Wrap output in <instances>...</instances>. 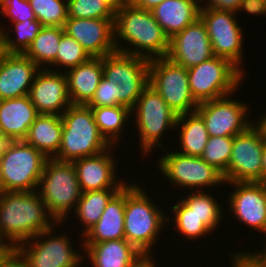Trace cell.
Wrapping results in <instances>:
<instances>
[{"instance_id": "4dcf8cb0", "label": "cell", "mask_w": 266, "mask_h": 267, "mask_svg": "<svg viewBox=\"0 0 266 267\" xmlns=\"http://www.w3.org/2000/svg\"><path fill=\"white\" fill-rule=\"evenodd\" d=\"M63 32V27L43 26L23 54L40 69L49 68L56 60L58 45Z\"/></svg>"}, {"instance_id": "f35d334b", "label": "cell", "mask_w": 266, "mask_h": 267, "mask_svg": "<svg viewBox=\"0 0 266 267\" xmlns=\"http://www.w3.org/2000/svg\"><path fill=\"white\" fill-rule=\"evenodd\" d=\"M0 15L14 22L36 20L28 0H0Z\"/></svg>"}, {"instance_id": "484cf974", "label": "cell", "mask_w": 266, "mask_h": 267, "mask_svg": "<svg viewBox=\"0 0 266 267\" xmlns=\"http://www.w3.org/2000/svg\"><path fill=\"white\" fill-rule=\"evenodd\" d=\"M201 3L196 0H165L151 10L154 18L171 39L200 17Z\"/></svg>"}, {"instance_id": "1f68e13d", "label": "cell", "mask_w": 266, "mask_h": 267, "mask_svg": "<svg viewBox=\"0 0 266 267\" xmlns=\"http://www.w3.org/2000/svg\"><path fill=\"white\" fill-rule=\"evenodd\" d=\"M190 192V195L187 194L188 196L181 200L214 232L218 229L223 216H225L224 209L218 204L215 196L207 190Z\"/></svg>"}, {"instance_id": "b9f144b4", "label": "cell", "mask_w": 266, "mask_h": 267, "mask_svg": "<svg viewBox=\"0 0 266 267\" xmlns=\"http://www.w3.org/2000/svg\"><path fill=\"white\" fill-rule=\"evenodd\" d=\"M201 7L212 8L216 10L232 11L237 13L242 0H204Z\"/></svg>"}, {"instance_id": "9a60e30c", "label": "cell", "mask_w": 266, "mask_h": 267, "mask_svg": "<svg viewBox=\"0 0 266 267\" xmlns=\"http://www.w3.org/2000/svg\"><path fill=\"white\" fill-rule=\"evenodd\" d=\"M264 144L265 141L254 125L234 136L228 169L223 174L225 183L263 182Z\"/></svg>"}, {"instance_id": "d4e9b609", "label": "cell", "mask_w": 266, "mask_h": 267, "mask_svg": "<svg viewBox=\"0 0 266 267\" xmlns=\"http://www.w3.org/2000/svg\"><path fill=\"white\" fill-rule=\"evenodd\" d=\"M92 267H129L143 254L126 239L82 244Z\"/></svg>"}, {"instance_id": "e575fe53", "label": "cell", "mask_w": 266, "mask_h": 267, "mask_svg": "<svg viewBox=\"0 0 266 267\" xmlns=\"http://www.w3.org/2000/svg\"><path fill=\"white\" fill-rule=\"evenodd\" d=\"M90 58L88 53L83 49V47L75 40L73 37L69 36L67 33L63 32L56 55V60L47 68L53 71H59L63 69H70L84 63ZM56 67V68H52ZM64 67V68H63ZM59 68V69H58Z\"/></svg>"}, {"instance_id": "ab89813d", "label": "cell", "mask_w": 266, "mask_h": 267, "mask_svg": "<svg viewBox=\"0 0 266 267\" xmlns=\"http://www.w3.org/2000/svg\"><path fill=\"white\" fill-rule=\"evenodd\" d=\"M0 267H28L25 257L17 248H9L0 257Z\"/></svg>"}, {"instance_id": "6da1fadb", "label": "cell", "mask_w": 266, "mask_h": 267, "mask_svg": "<svg viewBox=\"0 0 266 267\" xmlns=\"http://www.w3.org/2000/svg\"><path fill=\"white\" fill-rule=\"evenodd\" d=\"M149 62L144 57L118 51L105 55L103 77L87 106H126L131 110L149 84Z\"/></svg>"}, {"instance_id": "5b68a950", "label": "cell", "mask_w": 266, "mask_h": 267, "mask_svg": "<svg viewBox=\"0 0 266 267\" xmlns=\"http://www.w3.org/2000/svg\"><path fill=\"white\" fill-rule=\"evenodd\" d=\"M62 139L54 159L73 162L104 152L111 145L101 135L87 105H71L62 115Z\"/></svg>"}, {"instance_id": "4316f807", "label": "cell", "mask_w": 266, "mask_h": 267, "mask_svg": "<svg viewBox=\"0 0 266 267\" xmlns=\"http://www.w3.org/2000/svg\"><path fill=\"white\" fill-rule=\"evenodd\" d=\"M63 124L60 115L39 114L29 128L24 140L43 153L47 158H54L62 139Z\"/></svg>"}, {"instance_id": "f5cc1de1", "label": "cell", "mask_w": 266, "mask_h": 267, "mask_svg": "<svg viewBox=\"0 0 266 267\" xmlns=\"http://www.w3.org/2000/svg\"><path fill=\"white\" fill-rule=\"evenodd\" d=\"M2 53V41H1V31H0V54Z\"/></svg>"}, {"instance_id": "d6a6232c", "label": "cell", "mask_w": 266, "mask_h": 267, "mask_svg": "<svg viewBox=\"0 0 266 267\" xmlns=\"http://www.w3.org/2000/svg\"><path fill=\"white\" fill-rule=\"evenodd\" d=\"M12 25L13 27H10L12 30L10 29L8 32H6V27H2L0 23L3 53L23 54L43 27L37 19L14 22ZM13 29L14 35H16L15 38L14 36L12 38L10 35V31H13Z\"/></svg>"}, {"instance_id": "8d00e7d4", "label": "cell", "mask_w": 266, "mask_h": 267, "mask_svg": "<svg viewBox=\"0 0 266 267\" xmlns=\"http://www.w3.org/2000/svg\"><path fill=\"white\" fill-rule=\"evenodd\" d=\"M234 137H209L201 158L224 174L232 155Z\"/></svg>"}, {"instance_id": "7dc6e473", "label": "cell", "mask_w": 266, "mask_h": 267, "mask_svg": "<svg viewBox=\"0 0 266 267\" xmlns=\"http://www.w3.org/2000/svg\"><path fill=\"white\" fill-rule=\"evenodd\" d=\"M265 114V115H264ZM264 114L258 116V118L253 120V125L259 130L261 137L264 141H266V112ZM260 118V119H259ZM258 120V121H257ZM256 123V124H255Z\"/></svg>"}, {"instance_id": "44dd1931", "label": "cell", "mask_w": 266, "mask_h": 267, "mask_svg": "<svg viewBox=\"0 0 266 267\" xmlns=\"http://www.w3.org/2000/svg\"><path fill=\"white\" fill-rule=\"evenodd\" d=\"M40 68L24 54H0V100L29 94Z\"/></svg>"}, {"instance_id": "f1b7e54d", "label": "cell", "mask_w": 266, "mask_h": 267, "mask_svg": "<svg viewBox=\"0 0 266 267\" xmlns=\"http://www.w3.org/2000/svg\"><path fill=\"white\" fill-rule=\"evenodd\" d=\"M122 188H107L99 191L83 192L80 197L75 211L76 219L82 223L83 236L91 227H93L100 219L104 209L109 201L121 190Z\"/></svg>"}, {"instance_id": "2e32d148", "label": "cell", "mask_w": 266, "mask_h": 267, "mask_svg": "<svg viewBox=\"0 0 266 267\" xmlns=\"http://www.w3.org/2000/svg\"><path fill=\"white\" fill-rule=\"evenodd\" d=\"M234 189L228 195L230 214L241 224L266 236V183L227 182ZM236 186V187H235Z\"/></svg>"}, {"instance_id": "836d02e7", "label": "cell", "mask_w": 266, "mask_h": 267, "mask_svg": "<svg viewBox=\"0 0 266 267\" xmlns=\"http://www.w3.org/2000/svg\"><path fill=\"white\" fill-rule=\"evenodd\" d=\"M170 209L174 214V218L170 217L174 221L172 224H175L174 231L179 232L186 240L201 239L207 234L209 236L210 233L212 235V231L182 200L176 201Z\"/></svg>"}, {"instance_id": "8fae6325", "label": "cell", "mask_w": 266, "mask_h": 267, "mask_svg": "<svg viewBox=\"0 0 266 267\" xmlns=\"http://www.w3.org/2000/svg\"><path fill=\"white\" fill-rule=\"evenodd\" d=\"M163 150L167 151L160 155L162 157L157 161V167L161 175L166 177L167 182L173 183V187L200 191L225 184L223 174L201 157L184 155L166 148Z\"/></svg>"}, {"instance_id": "277c9868", "label": "cell", "mask_w": 266, "mask_h": 267, "mask_svg": "<svg viewBox=\"0 0 266 267\" xmlns=\"http://www.w3.org/2000/svg\"><path fill=\"white\" fill-rule=\"evenodd\" d=\"M147 194L141 184L125 185L124 233L143 255H153V247L170 218Z\"/></svg>"}, {"instance_id": "f6af8a7d", "label": "cell", "mask_w": 266, "mask_h": 267, "mask_svg": "<svg viewBox=\"0 0 266 267\" xmlns=\"http://www.w3.org/2000/svg\"><path fill=\"white\" fill-rule=\"evenodd\" d=\"M163 1L165 0H130V3L138 9L151 11Z\"/></svg>"}, {"instance_id": "d590c367", "label": "cell", "mask_w": 266, "mask_h": 267, "mask_svg": "<svg viewBox=\"0 0 266 267\" xmlns=\"http://www.w3.org/2000/svg\"><path fill=\"white\" fill-rule=\"evenodd\" d=\"M42 26L64 27L68 19L67 0H28Z\"/></svg>"}, {"instance_id": "7402d4cb", "label": "cell", "mask_w": 266, "mask_h": 267, "mask_svg": "<svg viewBox=\"0 0 266 267\" xmlns=\"http://www.w3.org/2000/svg\"><path fill=\"white\" fill-rule=\"evenodd\" d=\"M38 115L28 95L0 100V132L12 141H24Z\"/></svg>"}, {"instance_id": "3957f363", "label": "cell", "mask_w": 266, "mask_h": 267, "mask_svg": "<svg viewBox=\"0 0 266 267\" xmlns=\"http://www.w3.org/2000/svg\"><path fill=\"white\" fill-rule=\"evenodd\" d=\"M114 44L118 52L149 60L167 57L169 51V38L152 12L131 3L115 11Z\"/></svg>"}, {"instance_id": "f546056e", "label": "cell", "mask_w": 266, "mask_h": 267, "mask_svg": "<svg viewBox=\"0 0 266 267\" xmlns=\"http://www.w3.org/2000/svg\"><path fill=\"white\" fill-rule=\"evenodd\" d=\"M91 110L101 135L111 146L118 147V141L123 140L121 134L123 137L125 125L131 123L128 120L131 110L126 106L96 107Z\"/></svg>"}, {"instance_id": "ffe728a7", "label": "cell", "mask_w": 266, "mask_h": 267, "mask_svg": "<svg viewBox=\"0 0 266 267\" xmlns=\"http://www.w3.org/2000/svg\"><path fill=\"white\" fill-rule=\"evenodd\" d=\"M111 146L102 153L73 161L76 167L78 183L82 192L99 191L107 188H123L127 183L116 176V153ZM113 152V153H112ZM116 159V160H115Z\"/></svg>"}, {"instance_id": "52a82bcc", "label": "cell", "mask_w": 266, "mask_h": 267, "mask_svg": "<svg viewBox=\"0 0 266 267\" xmlns=\"http://www.w3.org/2000/svg\"><path fill=\"white\" fill-rule=\"evenodd\" d=\"M131 117L135 119L134 128L137 127L135 129H137L142 157L145 155L150 157L156 147L161 149L166 147L161 141L162 136L163 134L165 136L168 130H175L178 119V115L150 84L144 88L137 103L131 109Z\"/></svg>"}, {"instance_id": "bcb514c9", "label": "cell", "mask_w": 266, "mask_h": 267, "mask_svg": "<svg viewBox=\"0 0 266 267\" xmlns=\"http://www.w3.org/2000/svg\"><path fill=\"white\" fill-rule=\"evenodd\" d=\"M152 257V255H142L129 267H158V264L155 263L157 260L154 261L156 258Z\"/></svg>"}, {"instance_id": "83f0119b", "label": "cell", "mask_w": 266, "mask_h": 267, "mask_svg": "<svg viewBox=\"0 0 266 267\" xmlns=\"http://www.w3.org/2000/svg\"><path fill=\"white\" fill-rule=\"evenodd\" d=\"M179 129L178 151L181 154L201 157L209 135L202 117L195 111L178 115L175 129Z\"/></svg>"}, {"instance_id": "603a6c76", "label": "cell", "mask_w": 266, "mask_h": 267, "mask_svg": "<svg viewBox=\"0 0 266 267\" xmlns=\"http://www.w3.org/2000/svg\"><path fill=\"white\" fill-rule=\"evenodd\" d=\"M73 105H87L103 77V58L90 57L84 63L64 71Z\"/></svg>"}, {"instance_id": "9c48e42d", "label": "cell", "mask_w": 266, "mask_h": 267, "mask_svg": "<svg viewBox=\"0 0 266 267\" xmlns=\"http://www.w3.org/2000/svg\"><path fill=\"white\" fill-rule=\"evenodd\" d=\"M191 93L198 103L236 94L244 76L230 60L213 56L187 69Z\"/></svg>"}, {"instance_id": "ee69618b", "label": "cell", "mask_w": 266, "mask_h": 267, "mask_svg": "<svg viewBox=\"0 0 266 267\" xmlns=\"http://www.w3.org/2000/svg\"><path fill=\"white\" fill-rule=\"evenodd\" d=\"M263 249L253 251H243V253L257 266L266 267V247H261ZM253 251V252H252Z\"/></svg>"}, {"instance_id": "4fadbf2b", "label": "cell", "mask_w": 266, "mask_h": 267, "mask_svg": "<svg viewBox=\"0 0 266 267\" xmlns=\"http://www.w3.org/2000/svg\"><path fill=\"white\" fill-rule=\"evenodd\" d=\"M235 12L201 7L200 18L206 25L214 56L230 60L243 73L244 37Z\"/></svg>"}, {"instance_id": "74e56055", "label": "cell", "mask_w": 266, "mask_h": 267, "mask_svg": "<svg viewBox=\"0 0 266 267\" xmlns=\"http://www.w3.org/2000/svg\"><path fill=\"white\" fill-rule=\"evenodd\" d=\"M68 18L115 19L114 9L104 0H67Z\"/></svg>"}, {"instance_id": "d6986e66", "label": "cell", "mask_w": 266, "mask_h": 267, "mask_svg": "<svg viewBox=\"0 0 266 267\" xmlns=\"http://www.w3.org/2000/svg\"><path fill=\"white\" fill-rule=\"evenodd\" d=\"M63 28L90 57L103 58L117 51L114 44V19L68 18Z\"/></svg>"}, {"instance_id": "cb8c5ba5", "label": "cell", "mask_w": 266, "mask_h": 267, "mask_svg": "<svg viewBox=\"0 0 266 267\" xmlns=\"http://www.w3.org/2000/svg\"><path fill=\"white\" fill-rule=\"evenodd\" d=\"M124 211L125 186L109 201L99 221L82 236L79 246L125 239Z\"/></svg>"}, {"instance_id": "11a10c76", "label": "cell", "mask_w": 266, "mask_h": 267, "mask_svg": "<svg viewBox=\"0 0 266 267\" xmlns=\"http://www.w3.org/2000/svg\"><path fill=\"white\" fill-rule=\"evenodd\" d=\"M196 1H198L199 3L201 2V3H204V0H196Z\"/></svg>"}, {"instance_id": "ac0fdd59", "label": "cell", "mask_w": 266, "mask_h": 267, "mask_svg": "<svg viewBox=\"0 0 266 267\" xmlns=\"http://www.w3.org/2000/svg\"><path fill=\"white\" fill-rule=\"evenodd\" d=\"M28 96L38 114L61 116L72 105L67 78L61 70L40 69Z\"/></svg>"}, {"instance_id": "db71d44e", "label": "cell", "mask_w": 266, "mask_h": 267, "mask_svg": "<svg viewBox=\"0 0 266 267\" xmlns=\"http://www.w3.org/2000/svg\"><path fill=\"white\" fill-rule=\"evenodd\" d=\"M0 246H7V245L5 244V242L1 239V237H0Z\"/></svg>"}, {"instance_id": "7a4b0ae2", "label": "cell", "mask_w": 266, "mask_h": 267, "mask_svg": "<svg viewBox=\"0 0 266 267\" xmlns=\"http://www.w3.org/2000/svg\"><path fill=\"white\" fill-rule=\"evenodd\" d=\"M56 223L37 191L0 192V237L9 248H17Z\"/></svg>"}, {"instance_id": "ba28073f", "label": "cell", "mask_w": 266, "mask_h": 267, "mask_svg": "<svg viewBox=\"0 0 266 267\" xmlns=\"http://www.w3.org/2000/svg\"><path fill=\"white\" fill-rule=\"evenodd\" d=\"M47 159L25 141H12L0 158V192L37 191Z\"/></svg>"}, {"instance_id": "c3c4849f", "label": "cell", "mask_w": 266, "mask_h": 267, "mask_svg": "<svg viewBox=\"0 0 266 267\" xmlns=\"http://www.w3.org/2000/svg\"><path fill=\"white\" fill-rule=\"evenodd\" d=\"M108 5H110L114 11L121 9L123 6L130 4V0H104Z\"/></svg>"}, {"instance_id": "60d3db41", "label": "cell", "mask_w": 266, "mask_h": 267, "mask_svg": "<svg viewBox=\"0 0 266 267\" xmlns=\"http://www.w3.org/2000/svg\"><path fill=\"white\" fill-rule=\"evenodd\" d=\"M240 11H245L250 15L266 16V0H242L237 15Z\"/></svg>"}, {"instance_id": "681fc988", "label": "cell", "mask_w": 266, "mask_h": 267, "mask_svg": "<svg viewBox=\"0 0 266 267\" xmlns=\"http://www.w3.org/2000/svg\"><path fill=\"white\" fill-rule=\"evenodd\" d=\"M11 142L12 140L9 137L3 135L0 132V158L5 153V151L7 150V147L9 146Z\"/></svg>"}, {"instance_id": "8992f818", "label": "cell", "mask_w": 266, "mask_h": 267, "mask_svg": "<svg viewBox=\"0 0 266 267\" xmlns=\"http://www.w3.org/2000/svg\"><path fill=\"white\" fill-rule=\"evenodd\" d=\"M37 192L55 221L65 224L83 193L73 162L48 158Z\"/></svg>"}, {"instance_id": "7c38bea8", "label": "cell", "mask_w": 266, "mask_h": 267, "mask_svg": "<svg viewBox=\"0 0 266 267\" xmlns=\"http://www.w3.org/2000/svg\"><path fill=\"white\" fill-rule=\"evenodd\" d=\"M149 84L177 115L195 112L199 105L191 93L187 69L167 57L150 59Z\"/></svg>"}, {"instance_id": "816d5d0a", "label": "cell", "mask_w": 266, "mask_h": 267, "mask_svg": "<svg viewBox=\"0 0 266 267\" xmlns=\"http://www.w3.org/2000/svg\"><path fill=\"white\" fill-rule=\"evenodd\" d=\"M9 249L8 246H0V257Z\"/></svg>"}, {"instance_id": "f907efd6", "label": "cell", "mask_w": 266, "mask_h": 267, "mask_svg": "<svg viewBox=\"0 0 266 267\" xmlns=\"http://www.w3.org/2000/svg\"><path fill=\"white\" fill-rule=\"evenodd\" d=\"M262 166H263V182L266 183V141L263 149Z\"/></svg>"}, {"instance_id": "7bdbcfd3", "label": "cell", "mask_w": 266, "mask_h": 267, "mask_svg": "<svg viewBox=\"0 0 266 267\" xmlns=\"http://www.w3.org/2000/svg\"><path fill=\"white\" fill-rule=\"evenodd\" d=\"M243 250H237L235 253L233 252L231 257V266L233 267H257L243 252Z\"/></svg>"}, {"instance_id": "5bb4252c", "label": "cell", "mask_w": 266, "mask_h": 267, "mask_svg": "<svg viewBox=\"0 0 266 267\" xmlns=\"http://www.w3.org/2000/svg\"><path fill=\"white\" fill-rule=\"evenodd\" d=\"M233 95L199 103L196 112L204 120L209 137H234L253 125L254 118L248 117L250 105Z\"/></svg>"}, {"instance_id": "30bf717a", "label": "cell", "mask_w": 266, "mask_h": 267, "mask_svg": "<svg viewBox=\"0 0 266 267\" xmlns=\"http://www.w3.org/2000/svg\"><path fill=\"white\" fill-rule=\"evenodd\" d=\"M59 225L63 222H57L17 247L28 267H81L83 261L86 263L83 252L72 247V237L65 233L57 235L54 231Z\"/></svg>"}, {"instance_id": "e0dca14e", "label": "cell", "mask_w": 266, "mask_h": 267, "mask_svg": "<svg viewBox=\"0 0 266 267\" xmlns=\"http://www.w3.org/2000/svg\"><path fill=\"white\" fill-rule=\"evenodd\" d=\"M213 56L206 25L200 17L169 39L167 58L186 69Z\"/></svg>"}]
</instances>
